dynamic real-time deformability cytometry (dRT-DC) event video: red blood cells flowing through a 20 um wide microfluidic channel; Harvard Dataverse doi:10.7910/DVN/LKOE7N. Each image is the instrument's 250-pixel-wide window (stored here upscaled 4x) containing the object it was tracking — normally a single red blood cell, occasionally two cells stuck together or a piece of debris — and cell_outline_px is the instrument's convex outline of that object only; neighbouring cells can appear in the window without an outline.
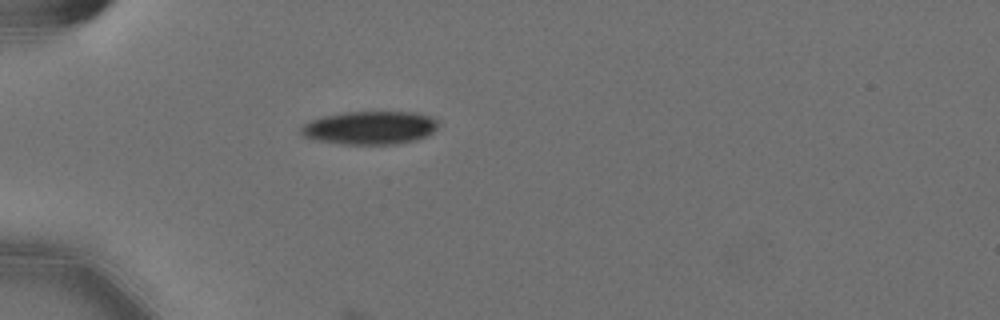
{"species": "Egyptian fruit bat (a non-hibernating species)", "species_latin": "Rousettus aegyptiacus", "temperature_condition": "cold", "stored_images_in_passage": 8, "camera_frame_rate_fps": 3000, "um_per_image_px": 0.085, "animal": {"sex": "female"}, "frame": {"image": 1, "passage_image": 1, "time_ms": 0.0, "image_size_px": [1000, 320], "cell_outline_px": [[436, 128], [428, 136], [416, 140], [396, 144], [344, 144], [312, 140], [304, 136], [300, 132], [300, 128], [304, 124], [312, 120], [324, 116], [344, 112], [412, 112], [428, 116], [436, 120]], "centroid_in_image_um": [31.41, 10.87], "position_along_channel_um": 53.6, "area_um2": 26.47}}